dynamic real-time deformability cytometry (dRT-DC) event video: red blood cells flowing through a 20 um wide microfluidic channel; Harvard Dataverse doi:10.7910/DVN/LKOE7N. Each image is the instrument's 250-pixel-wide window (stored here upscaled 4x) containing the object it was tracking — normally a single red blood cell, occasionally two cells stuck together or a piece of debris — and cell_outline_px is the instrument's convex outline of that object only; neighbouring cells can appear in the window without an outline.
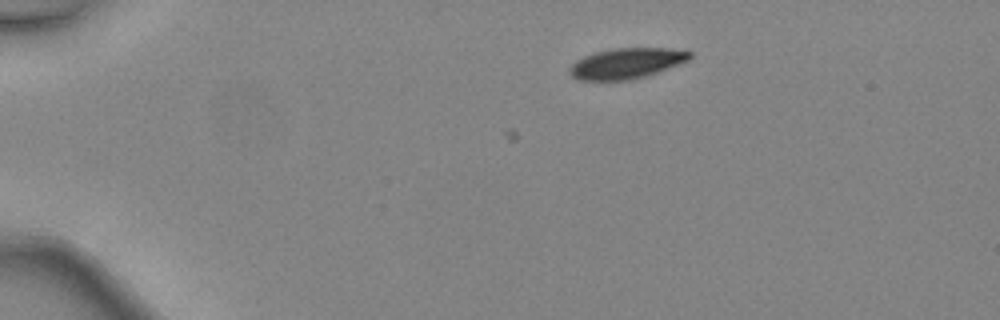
{"species": "common noctule bat (a hibernating species)", "species_latin": "Nyctalus noctula", "temperature_condition": "warm", "stored_images_in_passage": 6, "camera_frame_rate_fps": 3000, "um_per_image_px": 0.085, "animal": {"sex": "female", "body_mass_g": 24.6, "forearm_length_mm": 56.2}, "frame": {"image": 1, "passage_image": 6, "time_ms": 1.667, "image_size_px": [1000, 320], "cell_outline_px": [[692, 56], [688, 60], [668, 68], [644, 76], [628, 80], [576, 80], [568, 72], [568, 68], [576, 60], [584, 56], [596, 52], [612, 48], [668, 48], [692, 52]], "centroid_in_image_um": [53.21, 5.38], "position_along_channel_um": 31.8, "area_um2": 21.27}}